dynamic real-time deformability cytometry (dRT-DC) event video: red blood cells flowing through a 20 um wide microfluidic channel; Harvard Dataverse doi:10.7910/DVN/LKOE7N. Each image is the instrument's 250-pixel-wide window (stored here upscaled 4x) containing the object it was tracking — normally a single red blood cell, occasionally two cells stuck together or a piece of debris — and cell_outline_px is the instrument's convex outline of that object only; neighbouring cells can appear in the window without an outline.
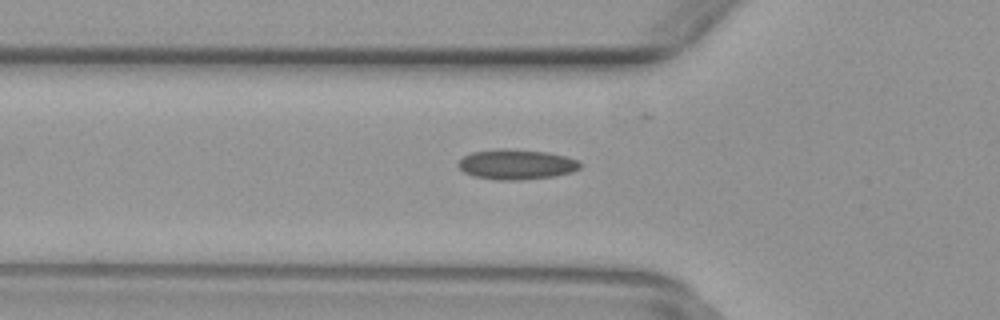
{"species": "common noctule bat (a hibernating species)", "species_latin": "Nyctalus noctula", "temperature_condition": "warm", "stored_images_in_passage": 27, "camera_frame_rate_fps": 3000, "um_per_image_px": 0.085, "animal": {"sex": "female", "body_mass_g": 29.2, "forearm_length_mm": 56.3}, "frame": {"image": 1, "passage_image": 16, "time_ms": 5.0, "image_size_px": [1000, 320], "cell_outline_px": [[580, 168], [572, 172], [552, 176], [520, 180], [496, 180], [476, 176], [464, 172], [456, 164], [464, 156], [472, 152], [496, 148], [508, 148], [548, 152], [568, 156], [580, 160]], "centroid_in_image_um": [43.91, 13.95], "position_along_channel_um": 81.9, "area_um2": 21.56}}
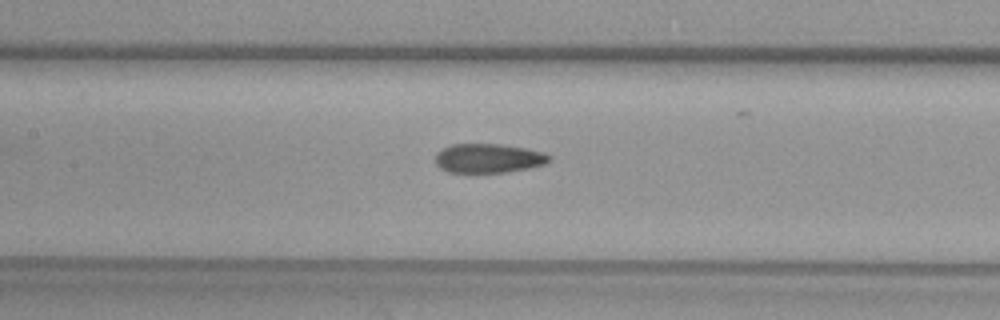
{"frame": {"image": 2, "passage_image": 22, "time_ms": 7.0, "image_size_px": [1000, 320], "cell_outline_px": [[552, 160], [544, 164], [528, 168], [504, 172], [448, 172], [440, 168], [436, 164], [436, 152], [452, 144], [500, 144], [528, 148], [544, 152], [552, 156]], "centroid_in_image_um": [41.55, 13.44], "position_along_channel_um": 165.9, "area_um2": 19.42}}
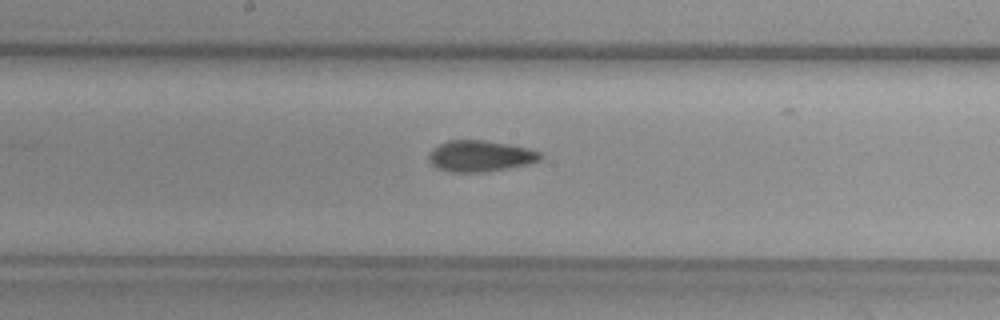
{"frame": {"image": 3, "passage_image": 25, "time_ms": 8.0, "image_size_px": [1000, 320], "cell_outline_px": [[540, 160], [528, 164], [484, 172], [448, 172], [436, 168], [428, 160], [428, 156], [432, 148], [436, 144], [448, 140], [484, 140], [508, 144], [528, 148], [540, 152]], "centroid_in_image_um": [40.75, 13.26], "position_along_channel_um": 207.5, "area_um2": 20.35}}